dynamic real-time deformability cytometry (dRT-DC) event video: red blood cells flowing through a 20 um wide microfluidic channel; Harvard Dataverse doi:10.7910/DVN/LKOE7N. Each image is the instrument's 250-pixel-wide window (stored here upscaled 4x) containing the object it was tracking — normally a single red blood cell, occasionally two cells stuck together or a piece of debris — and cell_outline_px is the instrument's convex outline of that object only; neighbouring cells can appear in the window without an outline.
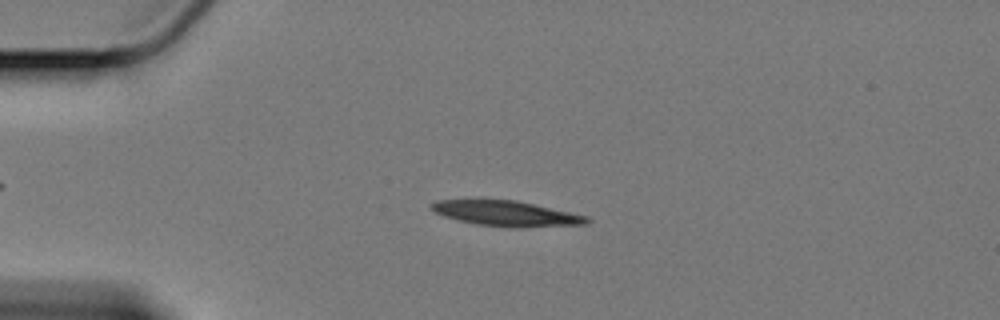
{"species": "Egyptian fruit bat (a non-hibernating species)", "species_latin": "Rousettus aegyptiacus", "temperature_condition": "cold", "stored_images_in_passage": 58, "camera_frame_rate_fps": 3000, "um_per_image_px": 0.085, "animal": {"sex": "female"}, "frame": {"image": 1, "passage_image": 13, "time_ms": 4.0, "image_size_px": [1000, 320], "cell_outline_px": [[592, 220], [588, 224], [524, 228], [512, 228], [476, 224], [456, 220], [444, 216], [436, 212], [432, 208], [432, 204], [436, 200], [516, 200], [588, 216]], "centroid_in_image_um": [43.11, 18.17], "position_along_channel_um": 41.9, "area_um2": 22.95}}
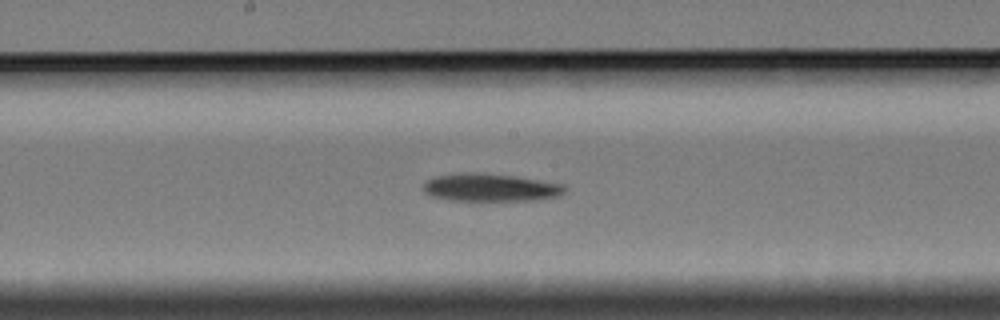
{"frame": {"image": 2, "passage_image": 30, "time_ms": 9.667, "image_size_px": [1000, 320], "cell_outline_px": [[568, 188], [560, 196], [532, 200], [448, 200], [432, 196], [424, 192], [424, 184], [428, 180], [436, 176], [464, 172], [476, 172], [512, 176], [564, 184]], "centroid_in_image_um": [41.7, 15.94], "position_along_channel_um": 206.5, "area_um2": 22.72}}
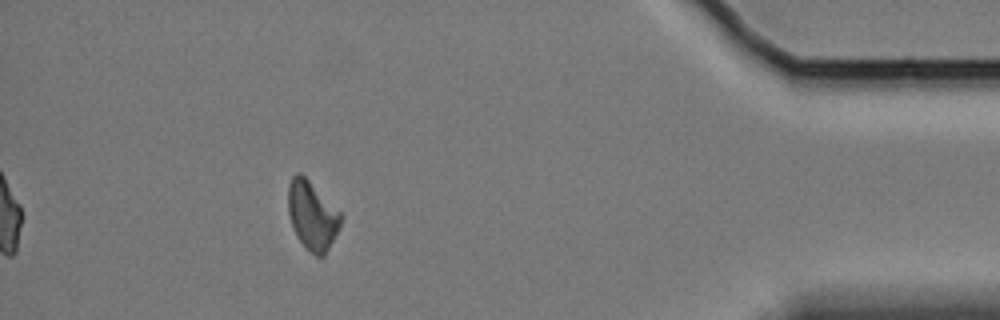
{"frame": {"image": 3, "passage_image": 52, "time_ms": 17.0, "image_size_px": [1000, 320], "cell_outline_px": [[344, 216], [340, 228], [324, 256], [316, 256], [300, 240], [292, 224], [288, 212], [288, 184], [292, 176], [296, 172], [300, 172]], "centroid_in_image_um": [26.55, 18.29], "position_along_channel_um": 408.6, "area_um2": 20.69}, "authors_computed_cell_mechanics": {"area_um2": 22.4842, "velocity_mm_per_s": 3.3849, "shape_relaxation_time_tau1_ms": 2.2689, "shape_relaxation_time_tau2_ms": null, "deformation_change_tau1": 0.0775, "deformation_change_tau2": null}}